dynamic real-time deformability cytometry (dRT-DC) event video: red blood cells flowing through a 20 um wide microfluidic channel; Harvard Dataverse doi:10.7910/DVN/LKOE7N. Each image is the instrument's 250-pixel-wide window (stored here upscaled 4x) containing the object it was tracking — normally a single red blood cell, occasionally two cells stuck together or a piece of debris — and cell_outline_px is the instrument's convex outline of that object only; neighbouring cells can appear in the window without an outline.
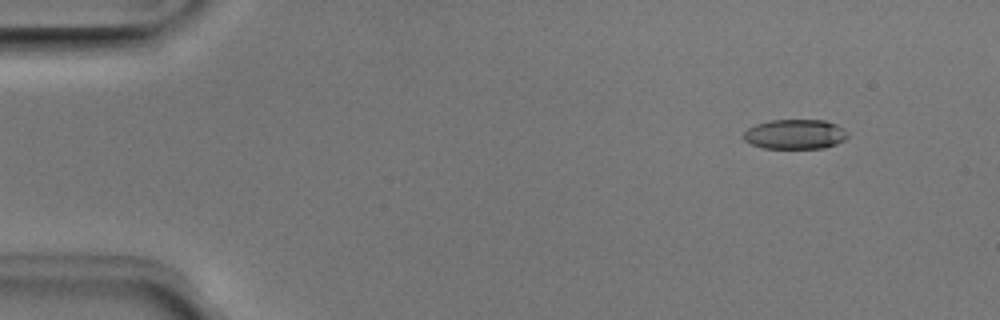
{"species": "Egyptian fruit bat (a non-hibernating species)", "species_latin": "Rousettus aegyptiacus", "temperature_condition": "room temperature", "stored_images_in_passage": 50, "camera_frame_rate_fps": 3000, "um_per_image_px": 0.085, "animal": {"sex": "male"}, "frame": {"image": 1, "passage_image": 4, "time_ms": 1.0, "image_size_px": [1000, 320], "cell_outline_px": [[848, 136], [844, 140], [836, 144], [824, 148], [764, 148], [752, 144], [744, 140], [740, 136], [748, 128], [756, 124], [768, 120], [824, 120], [836, 124], [848, 132]], "centroid_in_image_um": [67.56, 11.4], "position_along_channel_um": 17.4, "area_um2": 18.15}}
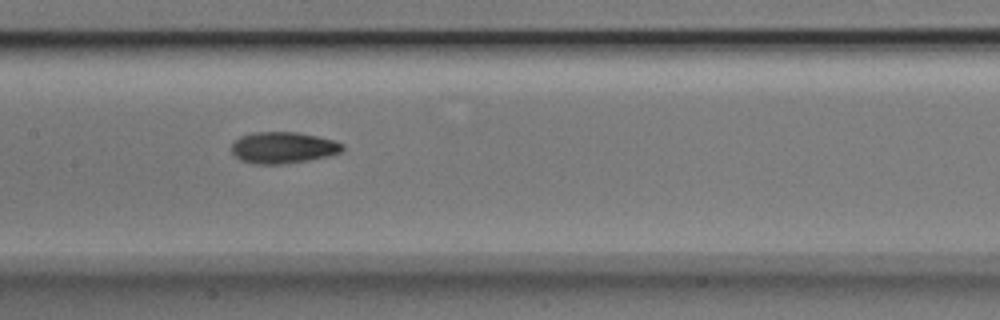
{"frame": {"image": 2, "passage_image": 24, "time_ms": 7.667, "image_size_px": [1000, 320], "cell_outline_px": [[344, 148], [340, 152], [328, 156], [308, 160], [284, 164], [252, 164], [240, 160], [232, 152], [232, 144], [240, 136], [252, 132], [296, 132], [336, 140], [344, 144]], "centroid_in_image_um": [24.07, 12.55], "position_along_channel_um": 183.3, "area_um2": 20.4}}
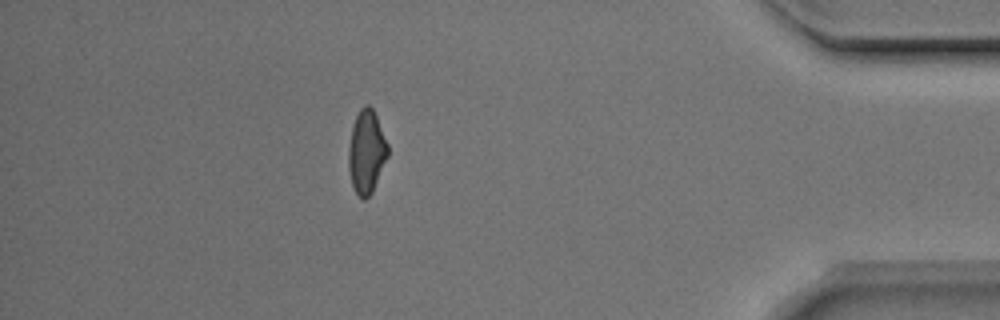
{"frame": {"image": 3, "passage_image": 44, "time_ms": 14.333, "image_size_px": [1000, 320], "cell_outline_px": [[388, 156], [372, 192], [364, 200], [356, 192], [352, 184], [348, 168], [348, 148], [352, 128], [356, 116], [360, 108], [364, 104], [368, 104], [372, 108], [376, 116], [388, 144]], "centroid_in_image_um": [31.15, 12.89], "position_along_channel_um": 404.1, "area_um2": 18.9}, "authors_computed_cell_mechanics": {"area_um2": 19.1029, "velocity_mm_per_s": 3.9776, "shape_relaxation_time_tau1_ms": 4.8853, "shape_relaxation_time_tau2_ms": 2.6656, "deformation_change_tau1": 0.1497, "deformation_change_tau2": 0.0919}}